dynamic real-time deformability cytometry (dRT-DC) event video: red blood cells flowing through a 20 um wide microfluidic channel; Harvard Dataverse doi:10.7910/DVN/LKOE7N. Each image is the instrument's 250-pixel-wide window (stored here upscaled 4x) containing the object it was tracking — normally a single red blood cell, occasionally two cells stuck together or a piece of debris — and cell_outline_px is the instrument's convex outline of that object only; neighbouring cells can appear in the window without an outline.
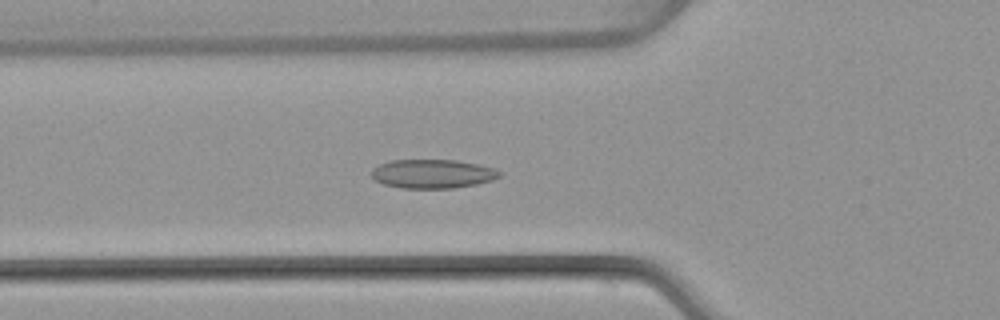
{"species": "common noctule bat (a hibernating species)", "species_latin": "Nyctalus noctula", "temperature_condition": "warm", "stored_images_in_passage": 50, "camera_frame_rate_fps": 3000, "um_per_image_px": 0.085, "animal": {"sex": "female", "body_mass_g": 22.7, "forearm_length_mm": 54.2}, "frame": {"image": 1, "passage_image": 18, "time_ms": 5.667, "image_size_px": [1000, 320], "cell_outline_px": [[500, 176], [492, 180], [476, 184], [452, 188], [400, 188], [384, 184], [376, 180], [372, 176], [372, 168], [380, 164], [392, 160], [456, 160], [476, 164], [492, 168], [500, 172]], "centroid_in_image_um": [36.74, 14.77], "position_along_channel_um": 89.1, "area_um2": 21.33}}
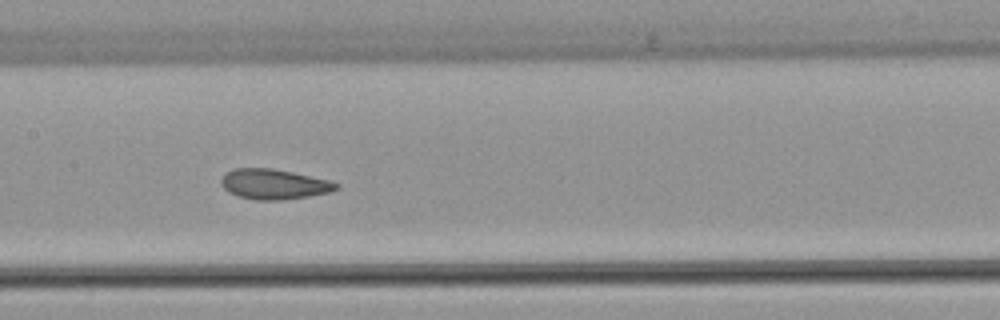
{"frame": {"image": 2, "passage_image": 25, "time_ms": 8.0, "image_size_px": [1000, 320], "cell_outline_px": [[340, 188], [328, 192], [308, 196], [284, 200], [256, 200], [240, 196], [228, 192], [220, 184], [220, 180], [224, 172], [232, 168], [272, 168], [292, 172], [328, 180], [340, 184]], "centroid_in_image_um": [23.24, 15.64], "position_along_channel_um": 184.2, "area_um2": 20.29}}
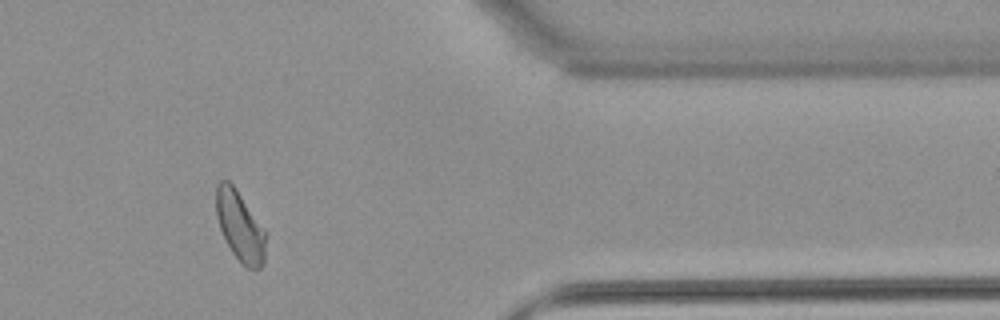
{"frame": {"image": 3, "passage_image": 42, "time_ms": 13.667, "image_size_px": [1000, 320], "cell_outline_px": [[264, 264], [260, 268], [248, 268], [240, 264], [232, 252], [220, 228], [216, 216], [216, 184], [220, 180], [228, 180], [236, 188], [264, 228]], "centroid_in_image_um": [20.37, 19.21], "position_along_channel_um": 391.0, "area_um2": 20.06}, "authors_computed_cell_mechanics": {"area_um2": 20.9236, "velocity_mm_per_s": 4.0571, "shape_relaxation_time_tau1_ms": null, "shape_relaxation_time_tau2_ms": 1.6212, "deformation_change_tau1": null, "deformation_change_tau2": 0.0816}}